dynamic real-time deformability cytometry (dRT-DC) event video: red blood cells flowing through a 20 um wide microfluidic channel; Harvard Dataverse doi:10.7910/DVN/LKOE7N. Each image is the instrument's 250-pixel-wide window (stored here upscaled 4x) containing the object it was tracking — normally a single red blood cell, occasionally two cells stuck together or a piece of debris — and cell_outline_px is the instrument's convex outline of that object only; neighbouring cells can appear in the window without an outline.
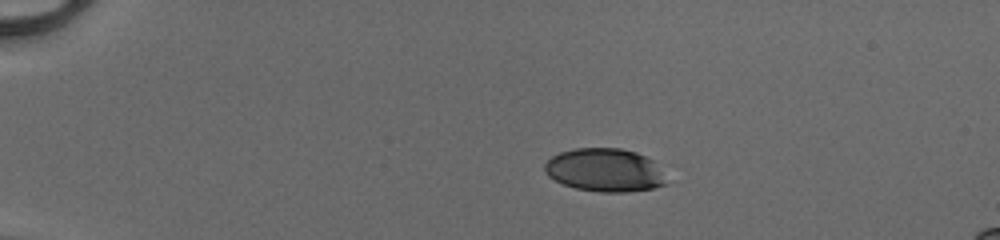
{"species": "human", "species_latin": "Homo sapiens", "temperature_condition": "cold", "stored_images_in_passage": 41, "camera_frame_rate_fps": 3000, "um_per_image_px": 0.085, "donor": {"sex": "male"}, "frame": {"image": 1, "passage_image": 1, "time_ms": 0.0, "image_size_px": [1000, 240], "cell_outline_px": [[668, 184], [652, 188], [628, 192], [600, 192], [576, 188], [564, 184], [548, 176], [544, 172], [544, 164], [552, 156], [560, 152], [576, 148], [620, 148], [636, 152], [652, 160]], "centroid_in_image_um": [51.37, 14.46], "position_along_channel_um": 33.6, "area_um2": 30.4}}
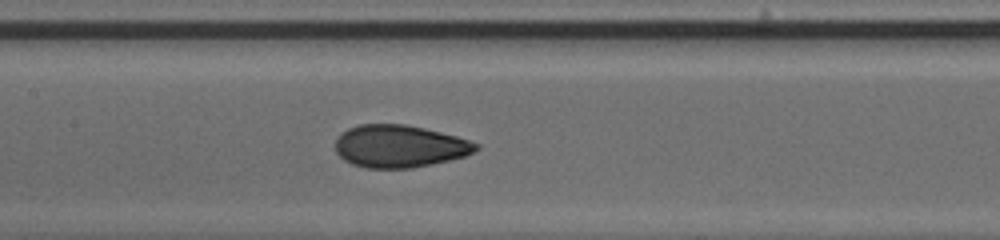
{"frame": {"image": 2, "passage_image": 17, "time_ms": 5.333, "image_size_px": [1000, 240], "cell_outline_px": [[480, 148], [464, 156], [432, 164], [412, 168], [364, 168], [352, 164], [344, 160], [336, 152], [336, 140], [348, 128], [360, 124], [404, 124], [424, 128], [456, 136], [480, 144]], "centroid_in_image_um": [33.96, 12.43], "position_along_channel_um": 173.4, "area_um2": 34.62}}
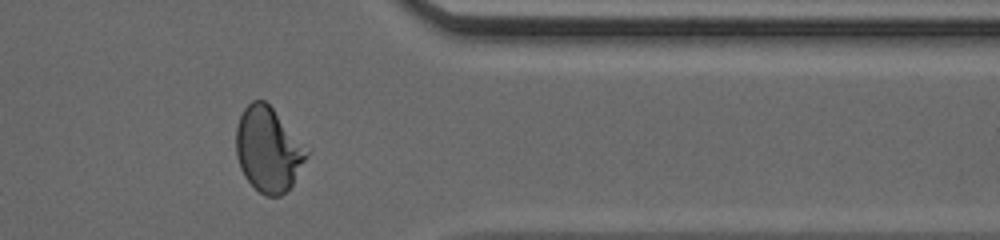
{"frame": {"image": 3, "passage_image": 33, "time_ms": 10.667, "image_size_px": [1000, 240], "cell_outline_px": [[308, 156], [292, 184], [280, 196], [264, 196], [244, 176], [240, 168], [236, 156], [236, 128], [240, 116], [244, 108], [252, 100], [264, 100], [272, 108], [308, 152]], "centroid_in_image_um": [22.75, 12.72], "position_along_channel_um": 388.6, "area_um2": 34.04}, "authors_computed_cell_mechanics": {"area_um2": 33.6974, "velocity_mm_per_s": 4.1604, "shape_relaxation_time_tau1_ms": 3.8231, "shape_relaxation_time_tau2_ms": 0.77, "deformation_change_tau1": 0.1744, "deformation_change_tau2": 0.0557}}